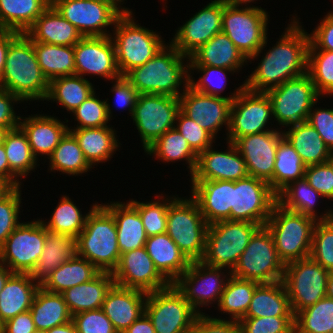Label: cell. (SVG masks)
Instances as JSON below:
<instances>
[{
  "mask_svg": "<svg viewBox=\"0 0 333 333\" xmlns=\"http://www.w3.org/2000/svg\"><path fill=\"white\" fill-rule=\"evenodd\" d=\"M175 124V128L183 135L190 148L197 155L208 147L213 146L212 143L215 142L214 139L216 138L198 125L196 121L186 116L181 110L178 112Z\"/></svg>",
  "mask_w": 333,
  "mask_h": 333,
  "instance_id": "cell-59",
  "label": "cell"
},
{
  "mask_svg": "<svg viewBox=\"0 0 333 333\" xmlns=\"http://www.w3.org/2000/svg\"><path fill=\"white\" fill-rule=\"evenodd\" d=\"M30 310L7 320L1 325V333H36Z\"/></svg>",
  "mask_w": 333,
  "mask_h": 333,
  "instance_id": "cell-67",
  "label": "cell"
},
{
  "mask_svg": "<svg viewBox=\"0 0 333 333\" xmlns=\"http://www.w3.org/2000/svg\"><path fill=\"white\" fill-rule=\"evenodd\" d=\"M74 60L75 75L93 74L113 81L121 77L111 35L83 37L74 45Z\"/></svg>",
  "mask_w": 333,
  "mask_h": 333,
  "instance_id": "cell-21",
  "label": "cell"
},
{
  "mask_svg": "<svg viewBox=\"0 0 333 333\" xmlns=\"http://www.w3.org/2000/svg\"><path fill=\"white\" fill-rule=\"evenodd\" d=\"M47 229L41 220L20 223L0 247V262L13 273H31L44 248Z\"/></svg>",
  "mask_w": 333,
  "mask_h": 333,
  "instance_id": "cell-16",
  "label": "cell"
},
{
  "mask_svg": "<svg viewBox=\"0 0 333 333\" xmlns=\"http://www.w3.org/2000/svg\"><path fill=\"white\" fill-rule=\"evenodd\" d=\"M36 333H46V331H37Z\"/></svg>",
  "mask_w": 333,
  "mask_h": 333,
  "instance_id": "cell-79",
  "label": "cell"
},
{
  "mask_svg": "<svg viewBox=\"0 0 333 333\" xmlns=\"http://www.w3.org/2000/svg\"><path fill=\"white\" fill-rule=\"evenodd\" d=\"M184 89L179 96L180 110L198 125L207 130L214 138L219 129L225 125L227 130L230 127V109L232 101L244 88L242 84L236 92L229 97H217L195 91L188 84L183 85Z\"/></svg>",
  "mask_w": 333,
  "mask_h": 333,
  "instance_id": "cell-18",
  "label": "cell"
},
{
  "mask_svg": "<svg viewBox=\"0 0 333 333\" xmlns=\"http://www.w3.org/2000/svg\"><path fill=\"white\" fill-rule=\"evenodd\" d=\"M51 0H0V29L25 33Z\"/></svg>",
  "mask_w": 333,
  "mask_h": 333,
  "instance_id": "cell-40",
  "label": "cell"
},
{
  "mask_svg": "<svg viewBox=\"0 0 333 333\" xmlns=\"http://www.w3.org/2000/svg\"><path fill=\"white\" fill-rule=\"evenodd\" d=\"M190 70H198L201 72L202 76L199 78L198 82L194 81L192 76L189 74V82L188 85L193 88L195 91L222 97L221 93L226 86V74L227 72H236L235 70L221 68V67H212V66H189ZM214 74V75H213ZM217 74V77L215 76ZM213 76H215L213 78ZM219 76V77H218ZM213 78V80H212ZM217 78V79H216ZM224 80V81H223ZM215 81V82H214Z\"/></svg>",
  "mask_w": 333,
  "mask_h": 333,
  "instance_id": "cell-57",
  "label": "cell"
},
{
  "mask_svg": "<svg viewBox=\"0 0 333 333\" xmlns=\"http://www.w3.org/2000/svg\"><path fill=\"white\" fill-rule=\"evenodd\" d=\"M276 203L277 194L269 183L248 175L234 181L231 220L265 226Z\"/></svg>",
  "mask_w": 333,
  "mask_h": 333,
  "instance_id": "cell-17",
  "label": "cell"
},
{
  "mask_svg": "<svg viewBox=\"0 0 333 333\" xmlns=\"http://www.w3.org/2000/svg\"><path fill=\"white\" fill-rule=\"evenodd\" d=\"M114 284L112 273L100 272L92 280L71 287L61 294L73 316L83 311L101 309L108 291Z\"/></svg>",
  "mask_w": 333,
  "mask_h": 333,
  "instance_id": "cell-35",
  "label": "cell"
},
{
  "mask_svg": "<svg viewBox=\"0 0 333 333\" xmlns=\"http://www.w3.org/2000/svg\"><path fill=\"white\" fill-rule=\"evenodd\" d=\"M6 132H7V129L5 127L0 126V145L3 144V139H4Z\"/></svg>",
  "mask_w": 333,
  "mask_h": 333,
  "instance_id": "cell-76",
  "label": "cell"
},
{
  "mask_svg": "<svg viewBox=\"0 0 333 333\" xmlns=\"http://www.w3.org/2000/svg\"><path fill=\"white\" fill-rule=\"evenodd\" d=\"M95 91L78 106L72 113L76 117L79 126L76 128H96L107 126L111 118V109L108 101L96 98Z\"/></svg>",
  "mask_w": 333,
  "mask_h": 333,
  "instance_id": "cell-55",
  "label": "cell"
},
{
  "mask_svg": "<svg viewBox=\"0 0 333 333\" xmlns=\"http://www.w3.org/2000/svg\"><path fill=\"white\" fill-rule=\"evenodd\" d=\"M247 58L224 32L214 35L190 57L188 66H212L239 70Z\"/></svg>",
  "mask_w": 333,
  "mask_h": 333,
  "instance_id": "cell-30",
  "label": "cell"
},
{
  "mask_svg": "<svg viewBox=\"0 0 333 333\" xmlns=\"http://www.w3.org/2000/svg\"><path fill=\"white\" fill-rule=\"evenodd\" d=\"M268 13L261 7L226 5L222 15V32L248 59H256L267 44Z\"/></svg>",
  "mask_w": 333,
  "mask_h": 333,
  "instance_id": "cell-9",
  "label": "cell"
},
{
  "mask_svg": "<svg viewBox=\"0 0 333 333\" xmlns=\"http://www.w3.org/2000/svg\"><path fill=\"white\" fill-rule=\"evenodd\" d=\"M50 170L79 175L93 168L86 160L75 137L68 131L50 157Z\"/></svg>",
  "mask_w": 333,
  "mask_h": 333,
  "instance_id": "cell-49",
  "label": "cell"
},
{
  "mask_svg": "<svg viewBox=\"0 0 333 333\" xmlns=\"http://www.w3.org/2000/svg\"><path fill=\"white\" fill-rule=\"evenodd\" d=\"M113 1H115L117 4L118 3L121 4V2H123L124 0H113Z\"/></svg>",
  "mask_w": 333,
  "mask_h": 333,
  "instance_id": "cell-78",
  "label": "cell"
},
{
  "mask_svg": "<svg viewBox=\"0 0 333 333\" xmlns=\"http://www.w3.org/2000/svg\"><path fill=\"white\" fill-rule=\"evenodd\" d=\"M144 247L155 268L170 284H173L191 263L167 233L147 237Z\"/></svg>",
  "mask_w": 333,
  "mask_h": 333,
  "instance_id": "cell-31",
  "label": "cell"
},
{
  "mask_svg": "<svg viewBox=\"0 0 333 333\" xmlns=\"http://www.w3.org/2000/svg\"><path fill=\"white\" fill-rule=\"evenodd\" d=\"M69 132L77 140L79 147L88 163H103L112 158L114 151L119 147L116 132L113 127L102 126L96 128H68Z\"/></svg>",
  "mask_w": 333,
  "mask_h": 333,
  "instance_id": "cell-38",
  "label": "cell"
},
{
  "mask_svg": "<svg viewBox=\"0 0 333 333\" xmlns=\"http://www.w3.org/2000/svg\"><path fill=\"white\" fill-rule=\"evenodd\" d=\"M111 92H114L115 94L116 103L122 108H128L129 113L132 116L139 96L138 91L124 76H121L120 78L115 79Z\"/></svg>",
  "mask_w": 333,
  "mask_h": 333,
  "instance_id": "cell-65",
  "label": "cell"
},
{
  "mask_svg": "<svg viewBox=\"0 0 333 333\" xmlns=\"http://www.w3.org/2000/svg\"><path fill=\"white\" fill-rule=\"evenodd\" d=\"M40 286L29 273H13L0 291V323L30 310Z\"/></svg>",
  "mask_w": 333,
  "mask_h": 333,
  "instance_id": "cell-33",
  "label": "cell"
},
{
  "mask_svg": "<svg viewBox=\"0 0 333 333\" xmlns=\"http://www.w3.org/2000/svg\"><path fill=\"white\" fill-rule=\"evenodd\" d=\"M180 111L178 97L162 94H139L132 115L142 138L144 151L161 135L175 127Z\"/></svg>",
  "mask_w": 333,
  "mask_h": 333,
  "instance_id": "cell-15",
  "label": "cell"
},
{
  "mask_svg": "<svg viewBox=\"0 0 333 333\" xmlns=\"http://www.w3.org/2000/svg\"><path fill=\"white\" fill-rule=\"evenodd\" d=\"M225 4L214 0L199 10L178 28L171 44L184 56L190 57L214 35L222 31V15Z\"/></svg>",
  "mask_w": 333,
  "mask_h": 333,
  "instance_id": "cell-23",
  "label": "cell"
},
{
  "mask_svg": "<svg viewBox=\"0 0 333 333\" xmlns=\"http://www.w3.org/2000/svg\"><path fill=\"white\" fill-rule=\"evenodd\" d=\"M76 255L87 259L100 272L112 273L121 253L113 215L102 205L93 204L85 226L76 237Z\"/></svg>",
  "mask_w": 333,
  "mask_h": 333,
  "instance_id": "cell-4",
  "label": "cell"
},
{
  "mask_svg": "<svg viewBox=\"0 0 333 333\" xmlns=\"http://www.w3.org/2000/svg\"><path fill=\"white\" fill-rule=\"evenodd\" d=\"M6 183L0 181V198L10 189Z\"/></svg>",
  "mask_w": 333,
  "mask_h": 333,
  "instance_id": "cell-75",
  "label": "cell"
},
{
  "mask_svg": "<svg viewBox=\"0 0 333 333\" xmlns=\"http://www.w3.org/2000/svg\"><path fill=\"white\" fill-rule=\"evenodd\" d=\"M323 196L314 190L305 178L290 182L277 194V203L284 209L314 218L316 221H327L333 218V210L317 216L315 202Z\"/></svg>",
  "mask_w": 333,
  "mask_h": 333,
  "instance_id": "cell-41",
  "label": "cell"
},
{
  "mask_svg": "<svg viewBox=\"0 0 333 333\" xmlns=\"http://www.w3.org/2000/svg\"><path fill=\"white\" fill-rule=\"evenodd\" d=\"M20 187H11L0 198V247L20 224L18 216L21 204Z\"/></svg>",
  "mask_w": 333,
  "mask_h": 333,
  "instance_id": "cell-56",
  "label": "cell"
},
{
  "mask_svg": "<svg viewBox=\"0 0 333 333\" xmlns=\"http://www.w3.org/2000/svg\"><path fill=\"white\" fill-rule=\"evenodd\" d=\"M324 19L309 34V50H328L333 52V12L325 15Z\"/></svg>",
  "mask_w": 333,
  "mask_h": 333,
  "instance_id": "cell-64",
  "label": "cell"
},
{
  "mask_svg": "<svg viewBox=\"0 0 333 333\" xmlns=\"http://www.w3.org/2000/svg\"><path fill=\"white\" fill-rule=\"evenodd\" d=\"M272 103L273 116L282 126L306 122L320 95L308 73L287 80L266 91Z\"/></svg>",
  "mask_w": 333,
  "mask_h": 333,
  "instance_id": "cell-12",
  "label": "cell"
},
{
  "mask_svg": "<svg viewBox=\"0 0 333 333\" xmlns=\"http://www.w3.org/2000/svg\"><path fill=\"white\" fill-rule=\"evenodd\" d=\"M0 88L21 101L47 98L49 81L38 64L34 42L25 33H20L9 45Z\"/></svg>",
  "mask_w": 333,
  "mask_h": 333,
  "instance_id": "cell-2",
  "label": "cell"
},
{
  "mask_svg": "<svg viewBox=\"0 0 333 333\" xmlns=\"http://www.w3.org/2000/svg\"><path fill=\"white\" fill-rule=\"evenodd\" d=\"M25 34L33 42L74 46L83 38L78 29L50 5L27 29Z\"/></svg>",
  "mask_w": 333,
  "mask_h": 333,
  "instance_id": "cell-28",
  "label": "cell"
},
{
  "mask_svg": "<svg viewBox=\"0 0 333 333\" xmlns=\"http://www.w3.org/2000/svg\"><path fill=\"white\" fill-rule=\"evenodd\" d=\"M309 45V34L293 18L284 35L266 52L258 67L245 80L244 87L253 92H266L306 74Z\"/></svg>",
  "mask_w": 333,
  "mask_h": 333,
  "instance_id": "cell-1",
  "label": "cell"
},
{
  "mask_svg": "<svg viewBox=\"0 0 333 333\" xmlns=\"http://www.w3.org/2000/svg\"><path fill=\"white\" fill-rule=\"evenodd\" d=\"M316 220L284 209L276 203L265 226L271 232L284 265L310 256Z\"/></svg>",
  "mask_w": 333,
  "mask_h": 333,
  "instance_id": "cell-5",
  "label": "cell"
},
{
  "mask_svg": "<svg viewBox=\"0 0 333 333\" xmlns=\"http://www.w3.org/2000/svg\"><path fill=\"white\" fill-rule=\"evenodd\" d=\"M311 108L307 122L312 125L324 140L325 145L333 153V108Z\"/></svg>",
  "mask_w": 333,
  "mask_h": 333,
  "instance_id": "cell-62",
  "label": "cell"
},
{
  "mask_svg": "<svg viewBox=\"0 0 333 333\" xmlns=\"http://www.w3.org/2000/svg\"><path fill=\"white\" fill-rule=\"evenodd\" d=\"M260 227V224L236 220L209 224L201 261L212 267L228 268V276L231 275L251 237Z\"/></svg>",
  "mask_w": 333,
  "mask_h": 333,
  "instance_id": "cell-7",
  "label": "cell"
},
{
  "mask_svg": "<svg viewBox=\"0 0 333 333\" xmlns=\"http://www.w3.org/2000/svg\"><path fill=\"white\" fill-rule=\"evenodd\" d=\"M227 143L228 152L215 151L210 146L198 155L191 181H237L248 176L244 158L234 143Z\"/></svg>",
  "mask_w": 333,
  "mask_h": 333,
  "instance_id": "cell-25",
  "label": "cell"
},
{
  "mask_svg": "<svg viewBox=\"0 0 333 333\" xmlns=\"http://www.w3.org/2000/svg\"><path fill=\"white\" fill-rule=\"evenodd\" d=\"M208 225L192 197H177L169 204L166 233L190 262L204 256Z\"/></svg>",
  "mask_w": 333,
  "mask_h": 333,
  "instance_id": "cell-8",
  "label": "cell"
},
{
  "mask_svg": "<svg viewBox=\"0 0 333 333\" xmlns=\"http://www.w3.org/2000/svg\"><path fill=\"white\" fill-rule=\"evenodd\" d=\"M113 215L117 228V242L123 254L145 246L147 235L138 210L130 203L103 204Z\"/></svg>",
  "mask_w": 333,
  "mask_h": 333,
  "instance_id": "cell-32",
  "label": "cell"
},
{
  "mask_svg": "<svg viewBox=\"0 0 333 333\" xmlns=\"http://www.w3.org/2000/svg\"><path fill=\"white\" fill-rule=\"evenodd\" d=\"M123 333H156L152 321L144 312Z\"/></svg>",
  "mask_w": 333,
  "mask_h": 333,
  "instance_id": "cell-70",
  "label": "cell"
},
{
  "mask_svg": "<svg viewBox=\"0 0 333 333\" xmlns=\"http://www.w3.org/2000/svg\"><path fill=\"white\" fill-rule=\"evenodd\" d=\"M309 257L333 272V218L316 222Z\"/></svg>",
  "mask_w": 333,
  "mask_h": 333,
  "instance_id": "cell-54",
  "label": "cell"
},
{
  "mask_svg": "<svg viewBox=\"0 0 333 333\" xmlns=\"http://www.w3.org/2000/svg\"><path fill=\"white\" fill-rule=\"evenodd\" d=\"M72 321L77 333H118L102 309L77 313Z\"/></svg>",
  "mask_w": 333,
  "mask_h": 333,
  "instance_id": "cell-60",
  "label": "cell"
},
{
  "mask_svg": "<svg viewBox=\"0 0 333 333\" xmlns=\"http://www.w3.org/2000/svg\"><path fill=\"white\" fill-rule=\"evenodd\" d=\"M304 178L323 198L333 200V170L327 162L307 166Z\"/></svg>",
  "mask_w": 333,
  "mask_h": 333,
  "instance_id": "cell-61",
  "label": "cell"
},
{
  "mask_svg": "<svg viewBox=\"0 0 333 333\" xmlns=\"http://www.w3.org/2000/svg\"><path fill=\"white\" fill-rule=\"evenodd\" d=\"M279 131L271 129L240 137L234 142L245 160L248 175L268 182L272 190L276 149L283 138L282 131Z\"/></svg>",
  "mask_w": 333,
  "mask_h": 333,
  "instance_id": "cell-24",
  "label": "cell"
},
{
  "mask_svg": "<svg viewBox=\"0 0 333 333\" xmlns=\"http://www.w3.org/2000/svg\"><path fill=\"white\" fill-rule=\"evenodd\" d=\"M3 145L10 171L16 177H25L35 169L37 159L34 157L28 138L20 126L7 130Z\"/></svg>",
  "mask_w": 333,
  "mask_h": 333,
  "instance_id": "cell-46",
  "label": "cell"
},
{
  "mask_svg": "<svg viewBox=\"0 0 333 333\" xmlns=\"http://www.w3.org/2000/svg\"><path fill=\"white\" fill-rule=\"evenodd\" d=\"M18 180V181H17ZM0 181L10 187H21L19 179L10 171L4 145H0Z\"/></svg>",
  "mask_w": 333,
  "mask_h": 333,
  "instance_id": "cell-68",
  "label": "cell"
},
{
  "mask_svg": "<svg viewBox=\"0 0 333 333\" xmlns=\"http://www.w3.org/2000/svg\"><path fill=\"white\" fill-rule=\"evenodd\" d=\"M144 291L114 284L102 304V310L118 333H123L145 312Z\"/></svg>",
  "mask_w": 333,
  "mask_h": 333,
  "instance_id": "cell-27",
  "label": "cell"
},
{
  "mask_svg": "<svg viewBox=\"0 0 333 333\" xmlns=\"http://www.w3.org/2000/svg\"><path fill=\"white\" fill-rule=\"evenodd\" d=\"M294 317L282 281L260 283L253 294L245 317Z\"/></svg>",
  "mask_w": 333,
  "mask_h": 333,
  "instance_id": "cell-36",
  "label": "cell"
},
{
  "mask_svg": "<svg viewBox=\"0 0 333 333\" xmlns=\"http://www.w3.org/2000/svg\"><path fill=\"white\" fill-rule=\"evenodd\" d=\"M283 137L296 150L305 166L326 163L332 152L325 145L316 129L307 121L291 125Z\"/></svg>",
  "mask_w": 333,
  "mask_h": 333,
  "instance_id": "cell-37",
  "label": "cell"
},
{
  "mask_svg": "<svg viewBox=\"0 0 333 333\" xmlns=\"http://www.w3.org/2000/svg\"><path fill=\"white\" fill-rule=\"evenodd\" d=\"M259 282L229 276L226 287L217 303L219 310L228 313L231 320L239 321L245 317L251 299Z\"/></svg>",
  "mask_w": 333,
  "mask_h": 333,
  "instance_id": "cell-47",
  "label": "cell"
},
{
  "mask_svg": "<svg viewBox=\"0 0 333 333\" xmlns=\"http://www.w3.org/2000/svg\"><path fill=\"white\" fill-rule=\"evenodd\" d=\"M20 118L19 126L25 132L31 151L38 160L39 154L51 156L60 140L69 131L68 126L57 118L47 115H34ZM23 121V122H22Z\"/></svg>",
  "mask_w": 333,
  "mask_h": 333,
  "instance_id": "cell-29",
  "label": "cell"
},
{
  "mask_svg": "<svg viewBox=\"0 0 333 333\" xmlns=\"http://www.w3.org/2000/svg\"><path fill=\"white\" fill-rule=\"evenodd\" d=\"M13 272L3 263L0 262V291L4 288L7 280Z\"/></svg>",
  "mask_w": 333,
  "mask_h": 333,
  "instance_id": "cell-72",
  "label": "cell"
},
{
  "mask_svg": "<svg viewBox=\"0 0 333 333\" xmlns=\"http://www.w3.org/2000/svg\"><path fill=\"white\" fill-rule=\"evenodd\" d=\"M173 197L171 201L168 198L162 200L163 203L159 199L146 203L129 201L138 210L147 237L166 233L168 206L176 198Z\"/></svg>",
  "mask_w": 333,
  "mask_h": 333,
  "instance_id": "cell-53",
  "label": "cell"
},
{
  "mask_svg": "<svg viewBox=\"0 0 333 333\" xmlns=\"http://www.w3.org/2000/svg\"><path fill=\"white\" fill-rule=\"evenodd\" d=\"M87 216L88 214L82 216L79 208L68 196H62L50 220L48 222L41 220V222L50 232L66 234L76 238L83 230Z\"/></svg>",
  "mask_w": 333,
  "mask_h": 333,
  "instance_id": "cell-51",
  "label": "cell"
},
{
  "mask_svg": "<svg viewBox=\"0 0 333 333\" xmlns=\"http://www.w3.org/2000/svg\"><path fill=\"white\" fill-rule=\"evenodd\" d=\"M20 34L14 30L0 29V83L10 43Z\"/></svg>",
  "mask_w": 333,
  "mask_h": 333,
  "instance_id": "cell-69",
  "label": "cell"
},
{
  "mask_svg": "<svg viewBox=\"0 0 333 333\" xmlns=\"http://www.w3.org/2000/svg\"><path fill=\"white\" fill-rule=\"evenodd\" d=\"M185 58L189 59L171 43L167 46L165 44L152 59L133 68L124 77L139 94H162L179 98L182 93L178 88L184 83L188 84L191 72L188 64L183 63Z\"/></svg>",
  "mask_w": 333,
  "mask_h": 333,
  "instance_id": "cell-3",
  "label": "cell"
},
{
  "mask_svg": "<svg viewBox=\"0 0 333 333\" xmlns=\"http://www.w3.org/2000/svg\"><path fill=\"white\" fill-rule=\"evenodd\" d=\"M329 274L310 257L285 265L282 282L294 315L326 297Z\"/></svg>",
  "mask_w": 333,
  "mask_h": 333,
  "instance_id": "cell-13",
  "label": "cell"
},
{
  "mask_svg": "<svg viewBox=\"0 0 333 333\" xmlns=\"http://www.w3.org/2000/svg\"><path fill=\"white\" fill-rule=\"evenodd\" d=\"M317 93L333 95V52L308 50V72Z\"/></svg>",
  "mask_w": 333,
  "mask_h": 333,
  "instance_id": "cell-52",
  "label": "cell"
},
{
  "mask_svg": "<svg viewBox=\"0 0 333 333\" xmlns=\"http://www.w3.org/2000/svg\"><path fill=\"white\" fill-rule=\"evenodd\" d=\"M34 51L49 82L57 77L75 75L74 46L34 42Z\"/></svg>",
  "mask_w": 333,
  "mask_h": 333,
  "instance_id": "cell-43",
  "label": "cell"
},
{
  "mask_svg": "<svg viewBox=\"0 0 333 333\" xmlns=\"http://www.w3.org/2000/svg\"><path fill=\"white\" fill-rule=\"evenodd\" d=\"M241 333H295L294 317H244Z\"/></svg>",
  "mask_w": 333,
  "mask_h": 333,
  "instance_id": "cell-58",
  "label": "cell"
},
{
  "mask_svg": "<svg viewBox=\"0 0 333 333\" xmlns=\"http://www.w3.org/2000/svg\"><path fill=\"white\" fill-rule=\"evenodd\" d=\"M92 85L79 75L57 77L49 82L46 100L56 101L67 111L73 112L94 92Z\"/></svg>",
  "mask_w": 333,
  "mask_h": 333,
  "instance_id": "cell-44",
  "label": "cell"
},
{
  "mask_svg": "<svg viewBox=\"0 0 333 333\" xmlns=\"http://www.w3.org/2000/svg\"><path fill=\"white\" fill-rule=\"evenodd\" d=\"M271 116L272 103L267 93L253 92L244 87L232 101L227 140L234 143L240 137L270 131L264 128Z\"/></svg>",
  "mask_w": 333,
  "mask_h": 333,
  "instance_id": "cell-19",
  "label": "cell"
},
{
  "mask_svg": "<svg viewBox=\"0 0 333 333\" xmlns=\"http://www.w3.org/2000/svg\"><path fill=\"white\" fill-rule=\"evenodd\" d=\"M114 26V38L111 35V39L121 76L144 65L165 46L161 36L134 22L131 10L125 11Z\"/></svg>",
  "mask_w": 333,
  "mask_h": 333,
  "instance_id": "cell-6",
  "label": "cell"
},
{
  "mask_svg": "<svg viewBox=\"0 0 333 333\" xmlns=\"http://www.w3.org/2000/svg\"><path fill=\"white\" fill-rule=\"evenodd\" d=\"M295 333H333V299L327 296L294 315Z\"/></svg>",
  "mask_w": 333,
  "mask_h": 333,
  "instance_id": "cell-50",
  "label": "cell"
},
{
  "mask_svg": "<svg viewBox=\"0 0 333 333\" xmlns=\"http://www.w3.org/2000/svg\"><path fill=\"white\" fill-rule=\"evenodd\" d=\"M326 296L333 299V272H330L328 276Z\"/></svg>",
  "mask_w": 333,
  "mask_h": 333,
  "instance_id": "cell-73",
  "label": "cell"
},
{
  "mask_svg": "<svg viewBox=\"0 0 333 333\" xmlns=\"http://www.w3.org/2000/svg\"><path fill=\"white\" fill-rule=\"evenodd\" d=\"M112 274L115 284L146 293L162 290L170 285L155 268L145 247L121 254L119 264Z\"/></svg>",
  "mask_w": 333,
  "mask_h": 333,
  "instance_id": "cell-22",
  "label": "cell"
},
{
  "mask_svg": "<svg viewBox=\"0 0 333 333\" xmlns=\"http://www.w3.org/2000/svg\"><path fill=\"white\" fill-rule=\"evenodd\" d=\"M100 271L87 259L75 255L58 266L41 286L46 291L62 293L71 287L92 280Z\"/></svg>",
  "mask_w": 333,
  "mask_h": 333,
  "instance_id": "cell-42",
  "label": "cell"
},
{
  "mask_svg": "<svg viewBox=\"0 0 333 333\" xmlns=\"http://www.w3.org/2000/svg\"><path fill=\"white\" fill-rule=\"evenodd\" d=\"M224 4L226 5H230V6H240L242 5V3H250L253 2L255 0H221Z\"/></svg>",
  "mask_w": 333,
  "mask_h": 333,
  "instance_id": "cell-74",
  "label": "cell"
},
{
  "mask_svg": "<svg viewBox=\"0 0 333 333\" xmlns=\"http://www.w3.org/2000/svg\"><path fill=\"white\" fill-rule=\"evenodd\" d=\"M306 166L296 150L283 137L276 149L273 191L278 194L290 182L304 178Z\"/></svg>",
  "mask_w": 333,
  "mask_h": 333,
  "instance_id": "cell-48",
  "label": "cell"
},
{
  "mask_svg": "<svg viewBox=\"0 0 333 333\" xmlns=\"http://www.w3.org/2000/svg\"><path fill=\"white\" fill-rule=\"evenodd\" d=\"M30 312L37 331H47L72 321L62 294L46 291L41 286L35 293Z\"/></svg>",
  "mask_w": 333,
  "mask_h": 333,
  "instance_id": "cell-39",
  "label": "cell"
},
{
  "mask_svg": "<svg viewBox=\"0 0 333 333\" xmlns=\"http://www.w3.org/2000/svg\"><path fill=\"white\" fill-rule=\"evenodd\" d=\"M21 101L16 95L0 88V126L7 130L19 126L20 116L14 113L13 105ZM13 103V104H12Z\"/></svg>",
  "mask_w": 333,
  "mask_h": 333,
  "instance_id": "cell-66",
  "label": "cell"
},
{
  "mask_svg": "<svg viewBox=\"0 0 333 333\" xmlns=\"http://www.w3.org/2000/svg\"><path fill=\"white\" fill-rule=\"evenodd\" d=\"M284 270L271 232L261 226L251 237L231 275L259 283H273L282 281Z\"/></svg>",
  "mask_w": 333,
  "mask_h": 333,
  "instance_id": "cell-10",
  "label": "cell"
},
{
  "mask_svg": "<svg viewBox=\"0 0 333 333\" xmlns=\"http://www.w3.org/2000/svg\"><path fill=\"white\" fill-rule=\"evenodd\" d=\"M190 333H241L238 321L199 314Z\"/></svg>",
  "mask_w": 333,
  "mask_h": 333,
  "instance_id": "cell-63",
  "label": "cell"
},
{
  "mask_svg": "<svg viewBox=\"0 0 333 333\" xmlns=\"http://www.w3.org/2000/svg\"><path fill=\"white\" fill-rule=\"evenodd\" d=\"M192 198L208 224L231 220L234 181H191Z\"/></svg>",
  "mask_w": 333,
  "mask_h": 333,
  "instance_id": "cell-26",
  "label": "cell"
},
{
  "mask_svg": "<svg viewBox=\"0 0 333 333\" xmlns=\"http://www.w3.org/2000/svg\"><path fill=\"white\" fill-rule=\"evenodd\" d=\"M75 255L76 238L74 236L47 230L43 251L30 276L39 286H42L58 266L71 260Z\"/></svg>",
  "mask_w": 333,
  "mask_h": 333,
  "instance_id": "cell-34",
  "label": "cell"
},
{
  "mask_svg": "<svg viewBox=\"0 0 333 333\" xmlns=\"http://www.w3.org/2000/svg\"><path fill=\"white\" fill-rule=\"evenodd\" d=\"M221 270H224L223 267H212L202 261H193L173 284L198 314H204L199 311L200 306H209L215 301L219 303L229 280Z\"/></svg>",
  "mask_w": 333,
  "mask_h": 333,
  "instance_id": "cell-20",
  "label": "cell"
},
{
  "mask_svg": "<svg viewBox=\"0 0 333 333\" xmlns=\"http://www.w3.org/2000/svg\"><path fill=\"white\" fill-rule=\"evenodd\" d=\"M145 313L156 333H190L199 315L174 284L149 292Z\"/></svg>",
  "mask_w": 333,
  "mask_h": 333,
  "instance_id": "cell-11",
  "label": "cell"
},
{
  "mask_svg": "<svg viewBox=\"0 0 333 333\" xmlns=\"http://www.w3.org/2000/svg\"><path fill=\"white\" fill-rule=\"evenodd\" d=\"M327 163L331 166L333 170V153L331 154L330 158L328 159Z\"/></svg>",
  "mask_w": 333,
  "mask_h": 333,
  "instance_id": "cell-77",
  "label": "cell"
},
{
  "mask_svg": "<svg viewBox=\"0 0 333 333\" xmlns=\"http://www.w3.org/2000/svg\"><path fill=\"white\" fill-rule=\"evenodd\" d=\"M145 152L150 155L154 154L163 162L186 159L191 176L195 171L198 155L190 148L186 139L175 127L161 135Z\"/></svg>",
  "mask_w": 333,
  "mask_h": 333,
  "instance_id": "cell-45",
  "label": "cell"
},
{
  "mask_svg": "<svg viewBox=\"0 0 333 333\" xmlns=\"http://www.w3.org/2000/svg\"><path fill=\"white\" fill-rule=\"evenodd\" d=\"M51 5L66 20L74 25L83 37L109 36V25L128 8L121 7L113 0H51ZM121 9V10H120Z\"/></svg>",
  "mask_w": 333,
  "mask_h": 333,
  "instance_id": "cell-14",
  "label": "cell"
},
{
  "mask_svg": "<svg viewBox=\"0 0 333 333\" xmlns=\"http://www.w3.org/2000/svg\"><path fill=\"white\" fill-rule=\"evenodd\" d=\"M46 333H77L73 321H69L66 324L53 327L46 331Z\"/></svg>",
  "mask_w": 333,
  "mask_h": 333,
  "instance_id": "cell-71",
  "label": "cell"
}]
</instances>
